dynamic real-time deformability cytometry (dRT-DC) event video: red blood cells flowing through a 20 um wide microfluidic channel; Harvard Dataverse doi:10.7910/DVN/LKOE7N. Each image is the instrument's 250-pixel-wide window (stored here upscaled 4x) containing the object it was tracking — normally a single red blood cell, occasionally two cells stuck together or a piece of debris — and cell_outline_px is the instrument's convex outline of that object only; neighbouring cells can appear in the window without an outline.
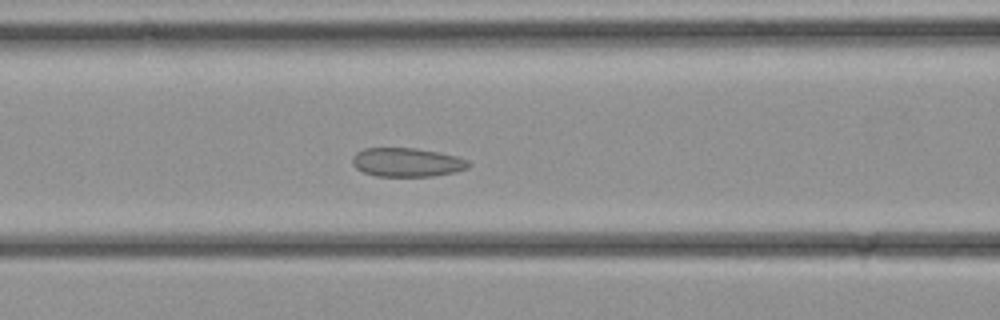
{"species": "common noctule bat (a hibernating species)", "species_latin": "Nyctalus noctula", "temperature_condition": "cold", "stored_images_in_passage": 34, "camera_frame_rate_fps": 3000, "um_per_image_px": 0.085, "animal": {"sex": "female", "body_mass_g": 21.9}, "frame": {"image": 1, "passage_image": 14, "time_ms": 4.333, "image_size_px": [1000, 320], "cell_outline_px": [[472, 164], [468, 168], [456, 172], [432, 176], [376, 176], [364, 172], [356, 168], [352, 164], [352, 156], [356, 152], [364, 148], [416, 148], [440, 152], [456, 156], [468, 160]], "centroid_in_image_um": [34.6, 13.79], "position_along_channel_um": 132.0, "area_um2": 19.71}}
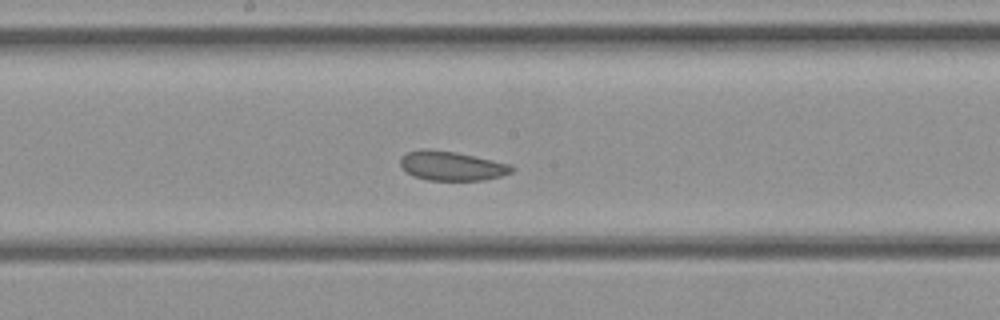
{"frame": {"image": 2, "passage_image": 18, "time_ms": 5.667, "image_size_px": [1000, 320], "cell_outline_px": [[516, 168], [512, 172], [500, 176], [484, 180], [428, 180], [412, 176], [400, 164], [400, 156], [408, 152], [420, 148], [424, 148], [456, 152], [512, 164]], "centroid_in_image_um": [38.4, 14.09], "position_along_channel_um": 209.8, "area_um2": 19.13}}
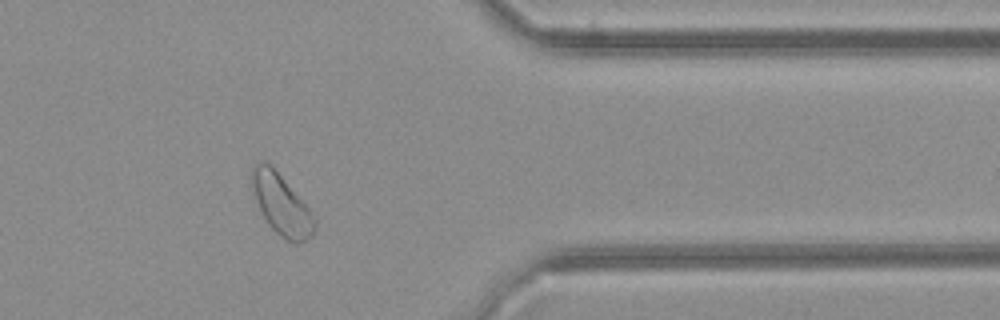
{"frame": {"image": 3, "passage_image": 28, "time_ms": 9.0, "image_size_px": [1000, 320], "cell_outline_px": [[316, 228], [312, 236], [300, 244], [296, 244], [288, 240], [276, 232], [268, 224], [252, 196], [252, 168], [256, 160], [264, 160], [280, 176], [316, 216]], "centroid_in_image_um": [23.92, 17.41], "position_along_channel_um": 387.5, "area_um2": 22.08}}